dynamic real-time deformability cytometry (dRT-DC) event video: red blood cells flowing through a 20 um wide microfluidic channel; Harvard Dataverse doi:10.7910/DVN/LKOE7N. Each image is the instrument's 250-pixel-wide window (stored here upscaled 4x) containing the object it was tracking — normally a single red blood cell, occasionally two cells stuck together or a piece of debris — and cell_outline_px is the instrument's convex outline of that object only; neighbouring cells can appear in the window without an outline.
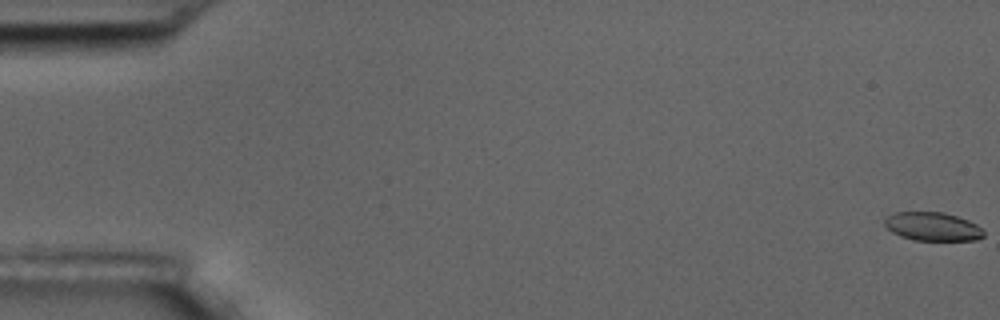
{"species": "common noctule bat (a hibernating species)", "species_latin": "Nyctalus noctula", "temperature_condition": "room temperature", "stored_images_in_passage": 5, "camera_frame_rate_fps": 3000, "um_per_image_px": 0.085, "animal": {"sex": "male", "body_mass_g": 17.5, "forearm_length_mm": 52.3}, "frame": {"image": 1, "passage_image": 1, "time_ms": 0.0, "image_size_px": [1000, 320], "cell_outline_px": [[984, 236], [976, 240], [912, 240], [900, 236], [892, 232], [884, 224], [884, 220], [888, 216], [896, 212], [944, 212], [968, 220], [976, 224], [984, 232]], "centroid_in_image_um": [79.26, 19.26], "position_along_channel_um": 5.7, "area_um2": 16.42}}
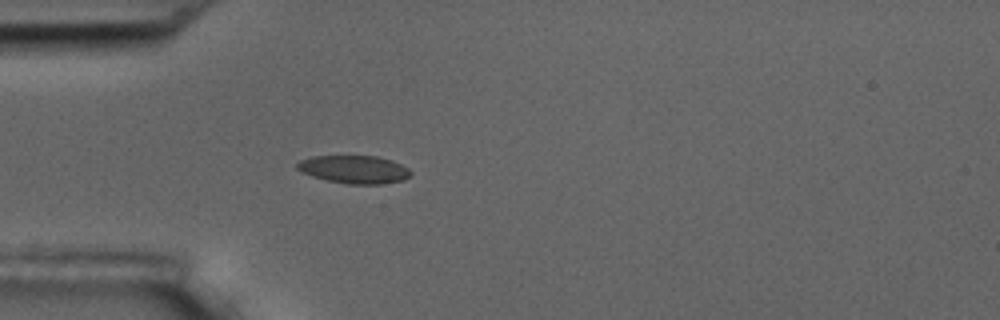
{"frame": {"image": 2, "passage_image": 5, "time_ms": 5.667, "image_size_px": [1000, 320], "cell_outline_px": [[412, 176], [404, 180], [380, 184], [348, 184], [328, 180], [312, 176], [296, 168], [296, 164], [300, 160], [312, 156], [376, 156], [392, 160], [408, 168], [412, 172]], "centroid_in_image_um": [30.14, 14.4], "position_along_channel_um": 54.9, "area_um2": 18.5}}